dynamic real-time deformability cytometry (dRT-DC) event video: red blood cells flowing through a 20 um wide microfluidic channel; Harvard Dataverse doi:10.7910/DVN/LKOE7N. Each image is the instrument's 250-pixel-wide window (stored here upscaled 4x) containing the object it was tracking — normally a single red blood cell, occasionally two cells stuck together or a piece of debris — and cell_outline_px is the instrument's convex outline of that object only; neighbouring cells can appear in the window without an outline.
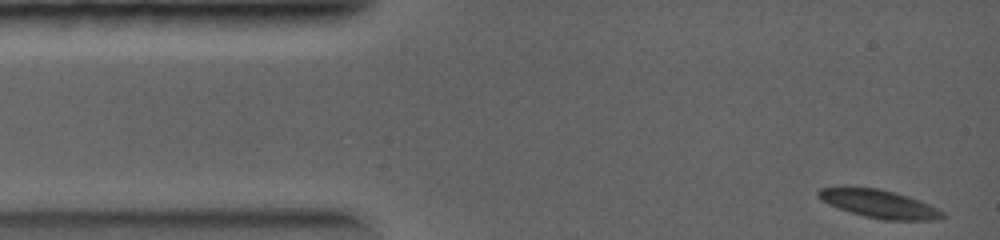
{"species": "common noctule bat (a hibernating species)", "species_latin": "Nyctalus noctula", "temperature_condition": "warm", "stored_images_in_passage": 25, "camera_frame_rate_fps": 5000, "um_per_image_px": 0.085, "animal": {"sex": "female", "body_mass_g": 19.0, "forearm_length_mm": 56.7}, "frame": {"image": 1, "passage_image": 1, "time_ms": 0.0, "image_size_px": [1000, 240], "cell_outline_px": [[944, 216], [932, 220], [884, 220], [864, 216], [828, 204], [820, 200], [816, 196], [816, 192], [820, 188], [836, 184], [844, 184], [880, 188], [908, 196], [920, 200], [944, 212]], "centroid_in_image_um": [74.59, 17.26], "position_along_channel_um": 10.4, "area_um2": 20.98}}
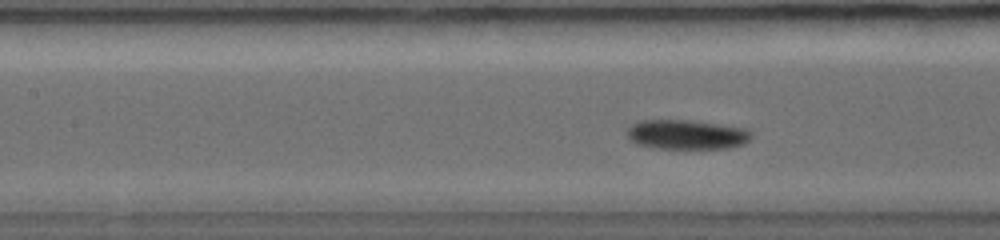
{"frame": {"image": 2, "passage_image": 12, "time_ms": 3.4, "image_size_px": [1000, 240], "cell_outline_px": [[752, 136], [744, 144], [728, 148], [660, 148], [636, 144], [628, 136], [628, 128], [636, 120], [692, 120], [748, 128], [752, 132]], "centroid_in_image_um": [58.4, 11.42], "position_along_channel_um": 149.0, "area_um2": 21.44}}
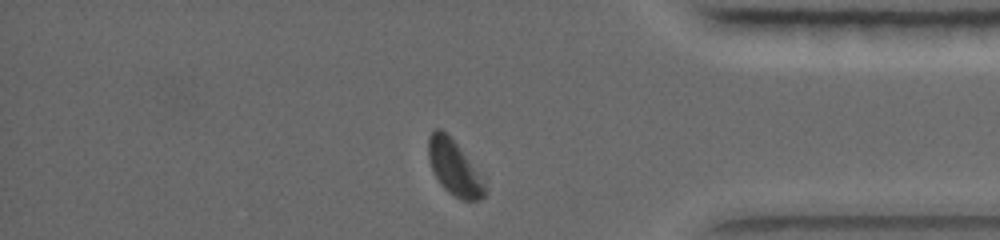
{"frame": {"image": 3, "passage_image": 24, "time_ms": 7.6, "image_size_px": [1000, 240], "cell_outline_px": [[484, 196], [480, 200], [460, 200], [448, 192], [440, 184], [428, 160], [428, 136], [436, 128], [440, 128], [456, 144], [472, 168], [484, 188]], "centroid_in_image_um": [38.5, 14.27], "position_along_channel_um": 396.7, "area_um2": 16.88}}